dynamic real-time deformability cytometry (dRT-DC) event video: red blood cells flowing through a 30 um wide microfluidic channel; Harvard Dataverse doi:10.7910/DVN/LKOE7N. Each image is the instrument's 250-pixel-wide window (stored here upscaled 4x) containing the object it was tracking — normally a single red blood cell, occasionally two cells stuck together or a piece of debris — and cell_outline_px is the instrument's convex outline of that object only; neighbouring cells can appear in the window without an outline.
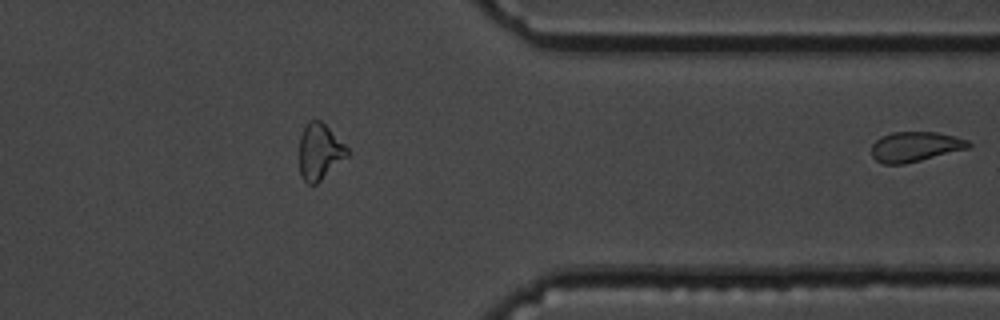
{"species": "common noctule bat (a hibernating species)", "species_latin": "Nyctalus noctula", "temperature_condition": "cold", "stored_images_in_passage": 45, "segment_of_instrument_passage": [2, 2], "camera_frame_rate_fps": 3000, "um_per_image_px": 0.085, "animal": {"sex": "male", "body_mass_g": 19.5, "forearm_length_mm": 54.6}, "frame": {"image": 1, "passage_image": 45, "time_ms": 14.667, "image_size_px": [1000, 320], "cell_outline_px": [[972, 144], [968, 148], [904, 164], [884, 164], [876, 160], [872, 156], [872, 144], [880, 136], [892, 132], [936, 132], [968, 140]], "centroid_in_image_um": [77.75, 12.46], "position_along_channel_um": 333.6, "area_um2": 16.76}}